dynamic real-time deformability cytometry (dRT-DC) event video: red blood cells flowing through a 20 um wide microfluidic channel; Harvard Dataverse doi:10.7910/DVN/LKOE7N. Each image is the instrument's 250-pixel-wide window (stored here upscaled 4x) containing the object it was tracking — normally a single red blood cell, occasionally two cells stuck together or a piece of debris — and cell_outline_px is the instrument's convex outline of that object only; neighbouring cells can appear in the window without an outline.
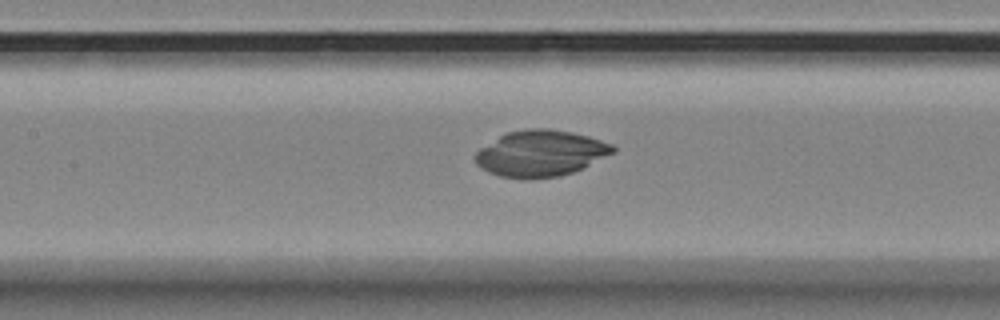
{"species": "Egyptian fruit bat (a non-hibernating species)", "species_latin": "Rousettus aegyptiacus", "temperature_condition": "room temperature", "stored_images_in_passage": 55, "camera_frame_rate_fps": 3000, "um_per_image_px": 0.085, "animal": {"sex": "female"}, "frame": {"image": 1, "passage_image": 24, "time_ms": 7.667, "image_size_px": [1000, 320], "cell_outline_px": [[616, 152], [572, 172], [560, 176], [500, 176], [488, 172], [480, 168], [476, 164], [472, 156], [480, 148], [500, 136], [508, 132], [528, 128], [548, 128], [572, 132], [588, 136], [612, 144], [616, 148]], "centroid_in_image_um": [45.94, 13.0], "position_along_channel_um": 161.5, "area_um2": 36.36}}
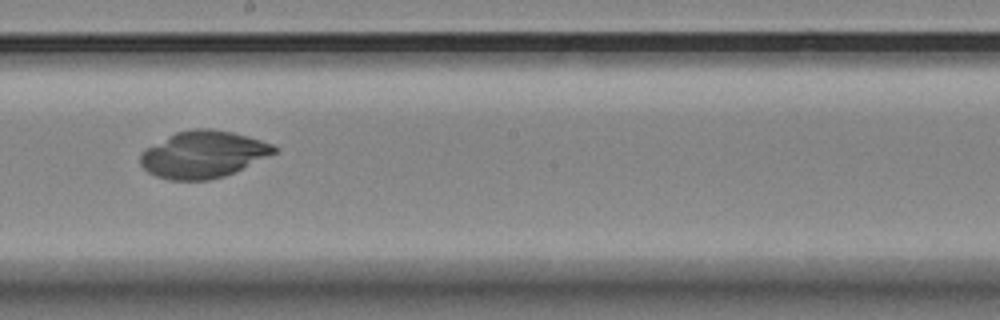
{"frame": {"image": 2, "passage_image": 30, "time_ms": 9.667, "image_size_px": [1000, 320], "cell_outline_px": [[280, 148], [276, 152], [224, 176], [208, 180], [168, 180], [156, 176], [148, 172], [140, 164], [140, 156], [144, 148], [176, 132], [192, 128], [212, 128], [232, 132], [248, 136], [272, 144]], "centroid_in_image_um": [17.23, 13.11], "position_along_channel_um": 231.0, "area_um2": 36.47}}